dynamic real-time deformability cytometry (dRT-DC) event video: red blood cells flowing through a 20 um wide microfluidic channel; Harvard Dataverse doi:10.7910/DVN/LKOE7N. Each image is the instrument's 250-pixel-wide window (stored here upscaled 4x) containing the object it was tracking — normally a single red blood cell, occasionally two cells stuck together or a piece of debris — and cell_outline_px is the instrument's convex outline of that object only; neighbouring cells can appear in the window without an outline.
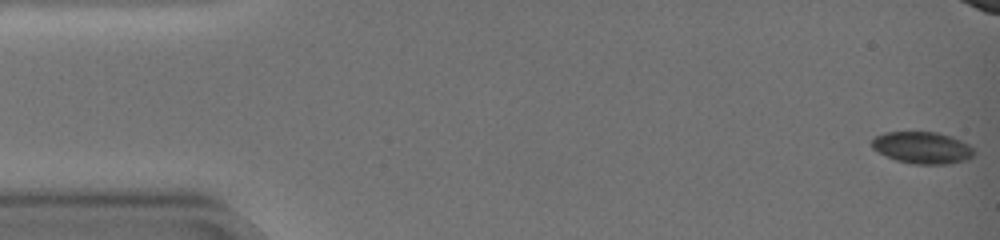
{"species": "common noctule bat (a hibernating species)", "species_latin": "Nyctalus noctula", "temperature_condition": "warm", "stored_images_in_passage": 58, "camera_frame_rate_fps": 3000, "um_per_image_px": 0.085, "animal": {"sex": "female", "body_mass_g": 19.0, "forearm_length_mm": 51.5}, "frame": {"image": 1, "passage_image": 1, "time_ms": 0.0, "image_size_px": [1000, 240], "cell_outline_px": [[976, 152], [968, 160], [948, 164], [912, 164], [896, 160], [872, 148], [872, 140], [876, 136], [884, 132], [936, 132], [952, 136], [968, 144]], "centroid_in_image_um": [78.43, 12.55], "position_along_channel_um": 6.6, "area_um2": 18.96}}
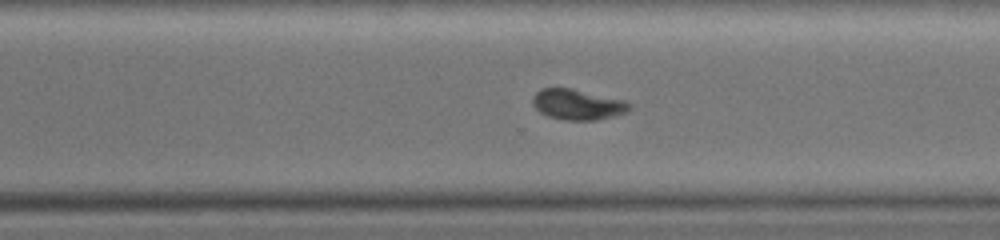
{"frame": {"image": 2, "passage_image": 41, "time_ms": 13.333, "image_size_px": [1000, 240], "cell_outline_px": [[632, 108], [628, 112], [596, 120], [564, 120], [548, 116], [540, 112], [532, 104], [532, 96], [540, 88], [572, 88], [624, 100], [632, 104]], "centroid_in_image_um": [49.1, 8.88], "position_along_channel_um": 321.5, "area_um2": 17.34}}
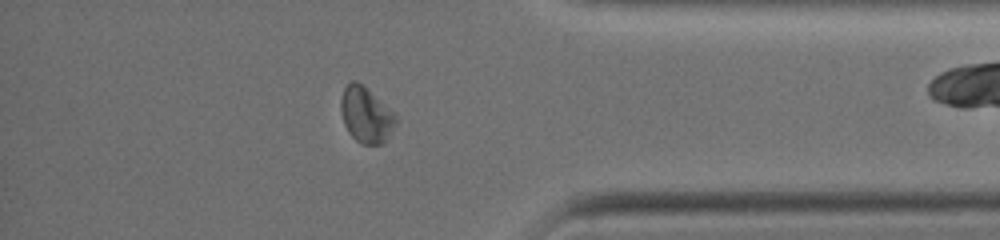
{"frame": {"image": 3, "passage_image": 49, "time_ms": 16.0, "image_size_px": [1000, 240], "cell_outline_px": [[396, 124], [384, 140], [380, 144], [360, 144], [348, 132], [344, 124], [340, 108], [340, 100], [344, 88], [352, 80], [356, 80], [392, 112], [396, 116]], "centroid_in_image_um": [31.06, 9.78], "position_along_channel_um": 404.1, "area_um2": 17.22}, "authors_computed_cell_mechanics": {"area_um2": 18.8428, "velocity_mm_per_s": 3.4227, "shape_relaxation_time_tau1_ms": 3.9263, "shape_relaxation_time_tau2_ms": 6.3917, "deformation_change_tau1": 0.1011, "deformation_change_tau2": 0.0847}}